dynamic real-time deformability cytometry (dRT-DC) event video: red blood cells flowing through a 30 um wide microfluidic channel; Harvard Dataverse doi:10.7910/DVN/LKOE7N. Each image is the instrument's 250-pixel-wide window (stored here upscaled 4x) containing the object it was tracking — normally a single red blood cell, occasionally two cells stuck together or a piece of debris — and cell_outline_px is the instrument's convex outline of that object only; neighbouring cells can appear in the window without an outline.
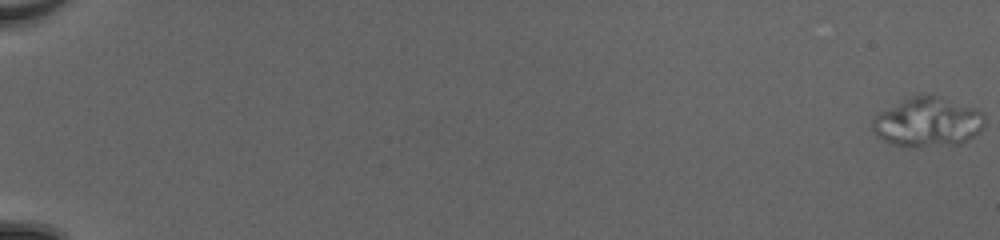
{"species": "common noctule bat (a hibernating species)", "species_latin": "Nyctalus noctula", "temperature_condition": "cold", "stored_images_in_passage": 53, "camera_frame_rate_fps": 3000, "um_per_image_px": 0.085, "animal": {"sex": "female", "body_mass_g": 20.0, "forearm_length_mm": 54.0}, "frame": {"image": 1, "passage_image": 1, "time_ms": 0.0, "image_size_px": [1000, 240], "cell_outline_px": [[984, 128], [976, 136], [960, 144], [916, 148], [892, 144], [876, 136], [872, 132], [872, 116], [912, 96], [928, 92], [976, 108], [984, 112]], "centroid_in_image_um": [78.88, 10.39], "position_along_channel_um": 6.1, "area_um2": 33.06}}
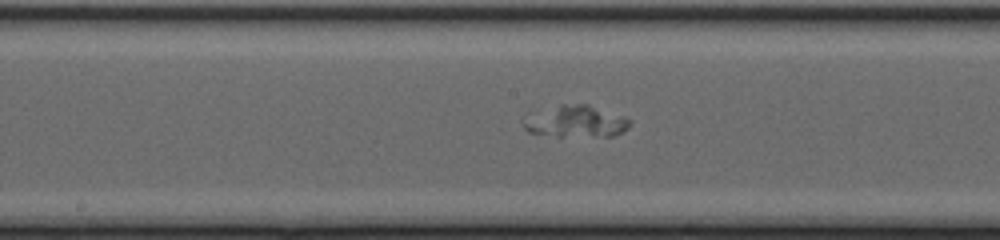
{"frame": {"image": 2, "passage_image": 31, "time_ms": 10.0, "image_size_px": [1000, 240], "cell_outline_px": [[632, 120], [628, 128], [612, 136], [556, 136], [528, 132], [524, 128], [520, 120], [528, 112], [560, 104], [588, 104], [624, 116]], "centroid_in_image_um": [48.86, 10.3], "position_along_channel_um": 199.3, "area_um2": 20.17}}
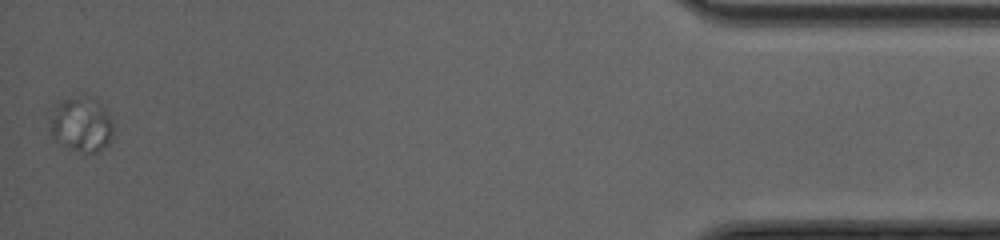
{"frame": {"image": 3, "passage_image": 53, "time_ms": 17.333, "image_size_px": [1000, 240], "cell_outline_px": [[112, 132], [108, 140], [100, 152], [88, 152], [76, 148], [56, 140], [52, 136], [48, 128], [48, 120], [60, 104], [64, 100], [84, 96], [104, 108], [112, 124]], "centroid_in_image_um": [6.88, 10.59], "position_along_channel_um": 428.3, "area_um2": 18.9}}